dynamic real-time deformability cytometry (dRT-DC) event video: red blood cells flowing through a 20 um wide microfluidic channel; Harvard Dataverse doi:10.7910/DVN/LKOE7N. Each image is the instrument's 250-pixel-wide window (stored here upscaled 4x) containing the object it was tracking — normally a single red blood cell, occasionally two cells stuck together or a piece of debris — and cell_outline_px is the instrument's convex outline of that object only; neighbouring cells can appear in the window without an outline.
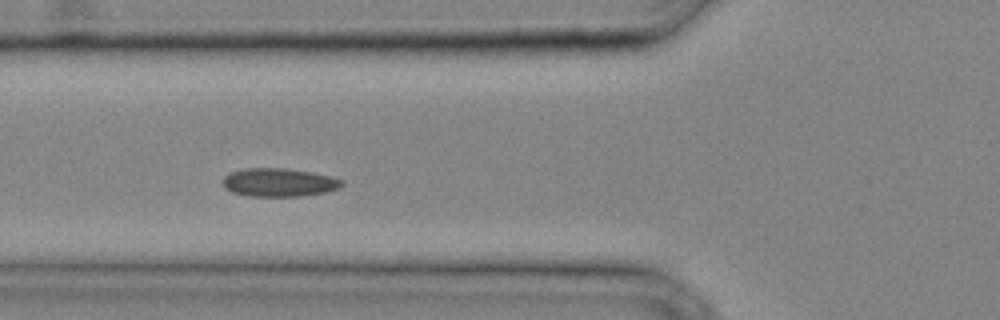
{"species": "common noctule bat (a hibernating species)", "species_latin": "Nyctalus noctula", "temperature_condition": "cold", "stored_images_in_passage": 30, "camera_frame_rate_fps": 3000, "um_per_image_px": 0.085, "animal": {"sex": "male", "body_mass_g": 20.4}, "frame": {"image": 1, "passage_image": 9, "time_ms": 2.667, "image_size_px": [1000, 320], "cell_outline_px": [[344, 184], [340, 188], [324, 192], [300, 196], [248, 196], [232, 192], [224, 188], [224, 176], [228, 172], [244, 168], [284, 168], [312, 172], [344, 180]], "centroid_in_image_um": [23.69, 15.5], "position_along_channel_um": 102.1, "area_um2": 19.71}}
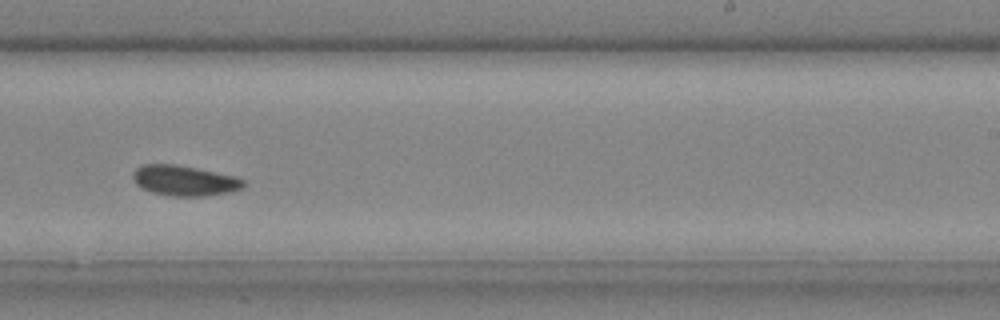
{"frame": {"image": 2, "passage_image": 18, "time_ms": 5.667, "image_size_px": [1000, 320], "cell_outline_px": [[248, 184], [240, 188], [228, 192], [204, 196], [172, 196], [152, 192], [136, 184], [132, 176], [132, 172], [136, 168], [144, 164], [176, 164], [236, 176], [244, 180]], "centroid_in_image_um": [15.68, 15.34], "position_along_channel_um": 273.3, "area_um2": 19.48}}